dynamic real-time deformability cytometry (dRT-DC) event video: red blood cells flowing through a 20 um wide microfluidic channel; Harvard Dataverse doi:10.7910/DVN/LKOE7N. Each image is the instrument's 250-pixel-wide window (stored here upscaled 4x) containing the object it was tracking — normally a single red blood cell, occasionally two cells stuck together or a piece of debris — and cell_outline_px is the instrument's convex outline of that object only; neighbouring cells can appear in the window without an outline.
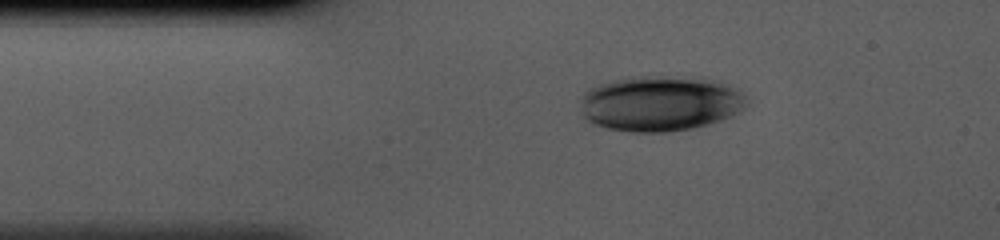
{"species": "human", "species_latin": "Homo sapiens", "temperature_condition": "cold", "stored_images_in_passage": 36, "camera_frame_rate_fps": 3000, "um_per_image_px": 0.085, "donor": {"sex": "male"}, "frame": {"image": 1, "passage_image": 1, "time_ms": 0.0, "image_size_px": [1000, 240], "cell_outline_px": [[744, 108], [720, 120], [708, 124], [692, 128], [668, 132], [632, 132], [608, 128], [596, 124], [588, 120], [584, 116], [580, 108], [580, 96], [588, 88], [608, 80], [628, 76], [700, 76], [720, 80], [736, 88], [744, 96]], "centroid_in_image_um": [56.07, 8.75], "position_along_channel_um": 28.9, "area_um2": 54.39}}
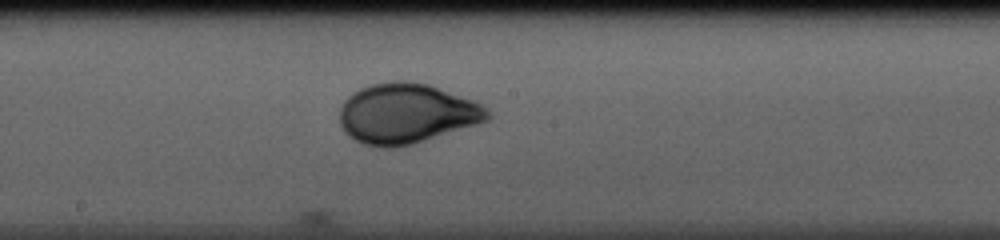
{"frame": {"image": 2, "passage_image": 16, "time_ms": 5.0, "image_size_px": [1000, 240], "cell_outline_px": [[492, 116], [488, 120], [480, 124], [412, 144], [396, 148], [380, 148], [364, 144], [348, 136], [344, 132], [340, 124], [340, 108], [344, 100], [352, 92], [360, 88], [372, 84], [396, 80], [408, 80], [428, 84], [472, 100], [488, 108]], "centroid_in_image_um": [34.55, 9.66], "position_along_channel_um": 213.6, "area_um2": 52.19}}
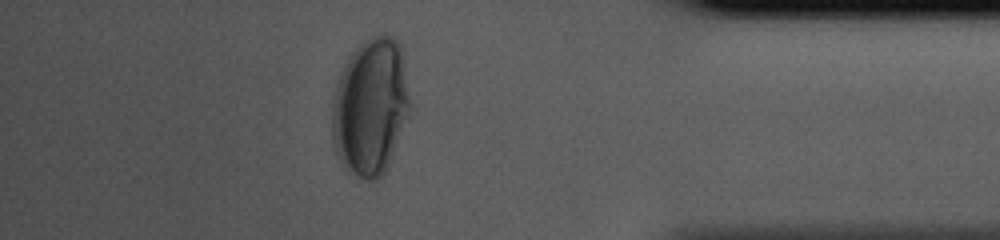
{"frame": {"image": 3, "passage_image": 31, "time_ms": 10.0, "image_size_px": [1000, 240], "cell_outline_px": [[408, 108], [392, 156], [384, 172], [376, 180], [364, 180], [356, 176], [344, 168], [340, 164], [336, 156], [332, 144], [332, 104], [336, 84], [340, 72], [348, 56], [364, 40], [372, 36], [388, 32], [396, 36], [400, 44], [404, 56], [408, 96]], "centroid_in_image_um": [31.44, 9.04], "position_along_channel_um": 403.8, "area_um2": 62.37}}